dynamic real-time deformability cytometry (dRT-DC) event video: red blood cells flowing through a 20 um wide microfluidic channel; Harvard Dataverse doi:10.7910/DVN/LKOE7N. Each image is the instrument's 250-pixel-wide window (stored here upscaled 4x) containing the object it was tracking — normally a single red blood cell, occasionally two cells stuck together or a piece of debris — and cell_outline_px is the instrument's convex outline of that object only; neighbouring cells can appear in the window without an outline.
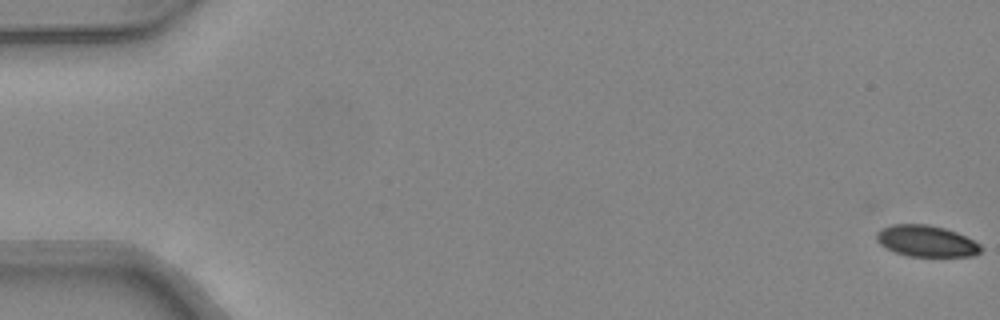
{"species": "common noctule bat (a hibernating species)", "species_latin": "Nyctalus noctula", "temperature_condition": "warm", "stored_images_in_passage": 50, "camera_frame_rate_fps": 3000, "um_per_image_px": 0.085, "animal": {"sex": "female", "body_mass_g": 24.6, "forearm_length_mm": 56.2}, "frame": {"image": 1, "passage_image": 1, "time_ms": 0.0, "image_size_px": [1000, 320], "cell_outline_px": [[984, 248], [980, 252], [972, 256], [908, 256], [896, 252], [880, 244], [876, 240], [876, 232], [880, 228], [892, 224], [928, 224], [944, 228], [956, 232], [980, 244]], "centroid_in_image_um": [78.72, 20.48], "position_along_channel_um": 6.3, "area_um2": 19.02}}
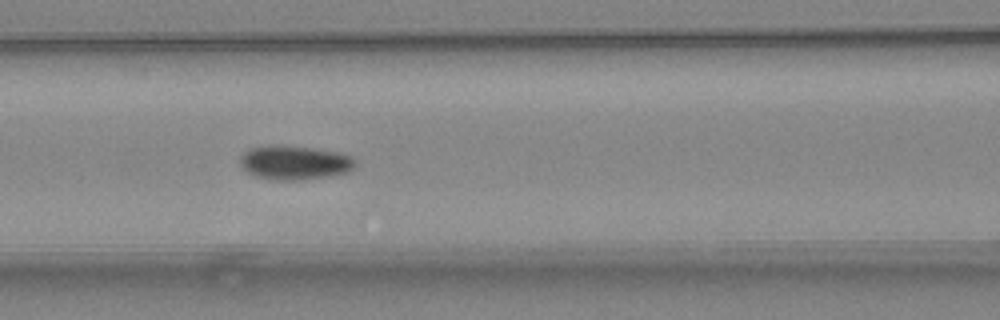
{"frame": {"image": 2, "passage_image": 22, "time_ms": 7.0, "image_size_px": [1000, 320], "cell_outline_px": [[356, 164], [348, 172], [332, 176], [296, 180], [276, 180], [256, 176], [248, 172], [240, 164], [240, 156], [244, 152], [252, 148], [268, 144], [280, 144], [316, 148], [336, 152], [352, 156], [356, 160]], "centroid_in_image_um": [25.05, 13.8], "position_along_channel_um": 141.6, "area_um2": 23.12}}
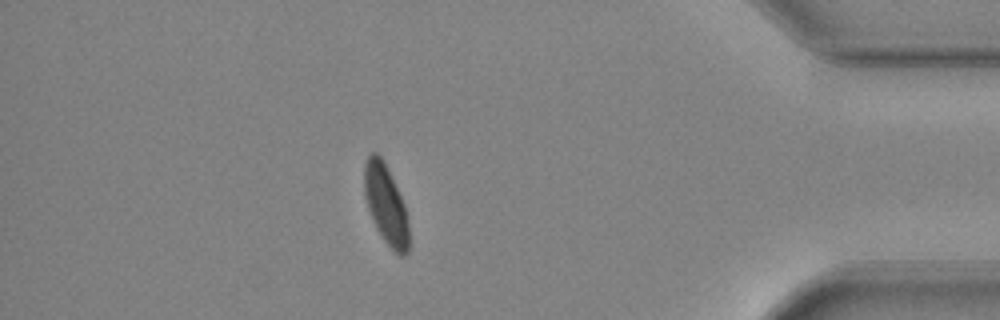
{"frame": {"image": 3, "passage_image": 43, "time_ms": 14.0, "image_size_px": [1000, 320], "cell_outline_px": [[408, 252], [404, 256], [400, 256], [384, 240], [376, 228], [368, 208], [364, 196], [364, 164], [368, 156], [372, 152], [376, 152], [384, 160], [404, 204], [408, 224]], "centroid_in_image_um": [32.78, 17.35], "position_along_channel_um": 402.4, "area_um2": 20.4}, "authors_computed_cell_mechanics": {"area_um2": 21.2415, "velocity_mm_per_s": 4.3364, "shape_relaxation_time_tau1_ms": 2.844, "shape_relaxation_time_tau2_ms": 1.0181, "deformation_change_tau1": 0.0996, "deformation_change_tau2": 0.0441}}